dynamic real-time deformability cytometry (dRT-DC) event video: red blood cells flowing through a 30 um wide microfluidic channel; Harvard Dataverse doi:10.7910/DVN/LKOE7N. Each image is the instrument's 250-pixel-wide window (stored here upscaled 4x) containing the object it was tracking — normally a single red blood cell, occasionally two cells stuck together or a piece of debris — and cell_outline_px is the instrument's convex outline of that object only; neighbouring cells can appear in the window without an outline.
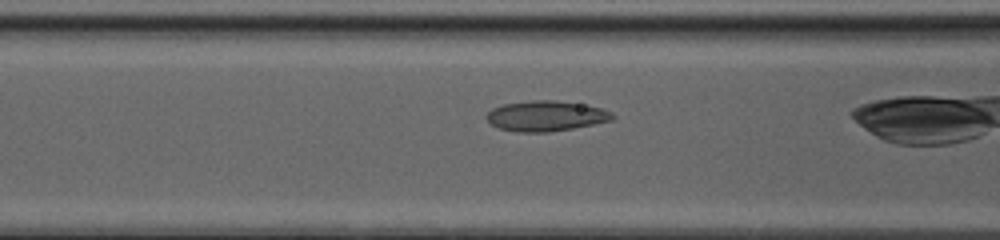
{"species": "common noctule bat (a hibernating species)", "species_latin": "Nyctalus noctula", "temperature_condition": "cold", "stored_images_in_passage": 29, "camera_frame_rate_fps": 3000, "um_per_image_px": 0.085, "animal": {"sex": "female", "body_mass_g": 20.0, "forearm_length_mm": 54.0}, "frame": {"image": 1, "passage_image": 10, "time_ms": 3.0, "image_size_px": [1000, 240], "cell_outline_px": [[616, 116], [612, 120], [572, 128], [548, 132], [516, 132], [500, 128], [492, 124], [484, 116], [492, 108], [504, 104], [532, 100], [552, 100], [580, 104], [600, 108], [612, 112]], "centroid_in_image_um": [46.38, 9.86], "position_along_channel_um": 120.2, "area_um2": 22.02}}
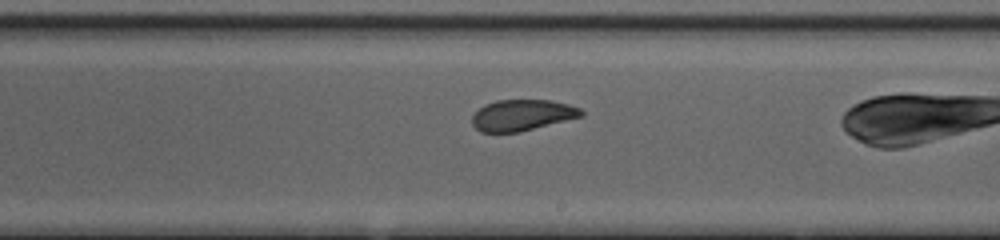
{"frame": {"image": 2, "passage_image": 19, "time_ms": 6.0, "image_size_px": [1000, 240], "cell_outline_px": [[584, 116], [520, 132], [480, 132], [472, 124], [472, 116], [484, 104], [496, 100], [552, 100], [568, 104], [580, 108], [584, 112]], "centroid_in_image_um": [44.4, 9.78], "position_along_channel_um": 244.6, "area_um2": 19.88}}
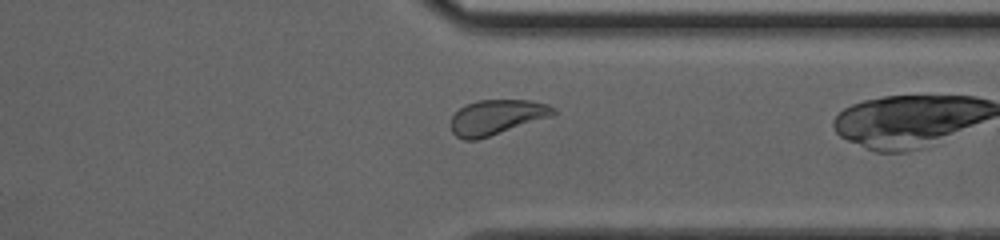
{"frame": {"image": 3, "passage_image": 28, "time_ms": 9.0, "image_size_px": [1000, 240], "cell_outline_px": [[556, 116], [476, 140], [464, 140], [456, 136], [452, 132], [452, 116], [464, 104], [476, 100], [528, 100], [548, 104], [556, 108]], "centroid_in_image_um": [42.27, 9.95], "position_along_channel_um": 369.1, "area_um2": 21.15}}